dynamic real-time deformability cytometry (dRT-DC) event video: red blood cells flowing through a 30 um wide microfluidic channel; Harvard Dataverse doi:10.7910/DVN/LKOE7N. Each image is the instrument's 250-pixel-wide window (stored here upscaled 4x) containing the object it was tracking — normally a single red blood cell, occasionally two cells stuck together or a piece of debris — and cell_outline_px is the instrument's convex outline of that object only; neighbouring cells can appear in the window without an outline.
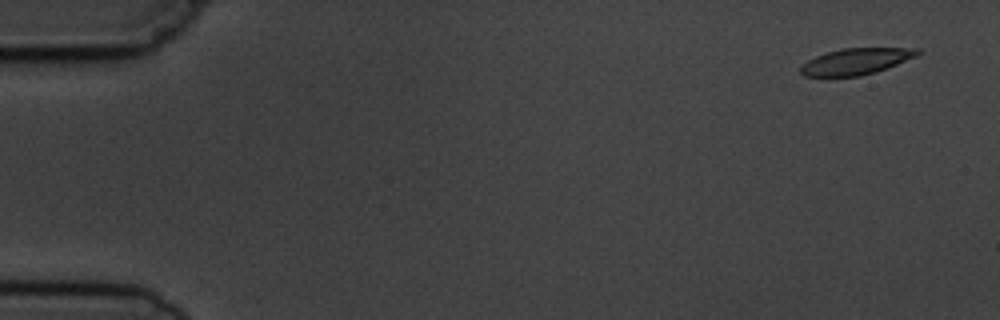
{"species": "common noctule bat (a hibernating species)", "species_latin": "Nyctalus noctula", "temperature_condition": "cold", "stored_images_in_passage": 3, "camera_frame_rate_fps": 3000, "um_per_image_px": 0.085, "animal": {"sex": "male", "body_mass_g": 19.5, "forearm_length_mm": 54.6}, "frame": {"image": 1, "passage_image": 1, "time_ms": 0.0, "image_size_px": [1000, 320], "cell_outline_px": [[920, 52], [916, 56], [876, 72], [860, 76], [804, 76], [800, 72], [800, 68], [808, 60], [816, 56], [840, 48], [920, 48]], "centroid_in_image_um": [72.76, 5.21], "position_along_channel_um": 12.2, "area_um2": 17.69}}